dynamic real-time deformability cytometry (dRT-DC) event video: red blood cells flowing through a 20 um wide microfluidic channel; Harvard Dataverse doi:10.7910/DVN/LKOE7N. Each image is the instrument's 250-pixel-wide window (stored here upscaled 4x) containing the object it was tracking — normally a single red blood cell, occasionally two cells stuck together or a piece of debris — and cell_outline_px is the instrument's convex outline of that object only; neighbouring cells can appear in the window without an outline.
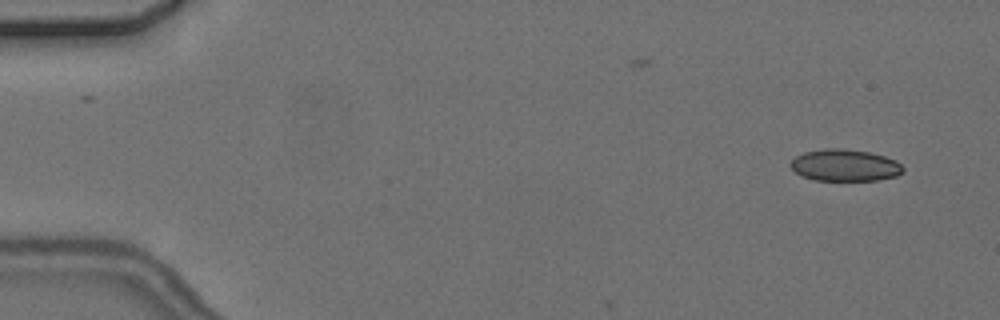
{"species": "common noctule bat (a hibernating species)", "species_latin": "Nyctalus noctula", "temperature_condition": "cold", "stored_images_in_passage": 3, "camera_frame_rate_fps": 3000, "um_per_image_px": 0.085, "animal": {"sex": "female", "body_mass_g": 24.6, "forearm_length_mm": 56.2}, "frame": {"image": 1, "passage_image": 3, "time_ms": 2.333, "image_size_px": [1000, 320], "cell_outline_px": [[904, 172], [896, 176], [880, 180], [812, 180], [800, 176], [788, 164], [796, 156], [804, 152], [824, 148], [840, 148], [868, 152], [884, 156], [896, 160], [904, 168]], "centroid_in_image_um": [71.8, 14.05], "position_along_channel_um": 13.2, "area_um2": 20.98}}